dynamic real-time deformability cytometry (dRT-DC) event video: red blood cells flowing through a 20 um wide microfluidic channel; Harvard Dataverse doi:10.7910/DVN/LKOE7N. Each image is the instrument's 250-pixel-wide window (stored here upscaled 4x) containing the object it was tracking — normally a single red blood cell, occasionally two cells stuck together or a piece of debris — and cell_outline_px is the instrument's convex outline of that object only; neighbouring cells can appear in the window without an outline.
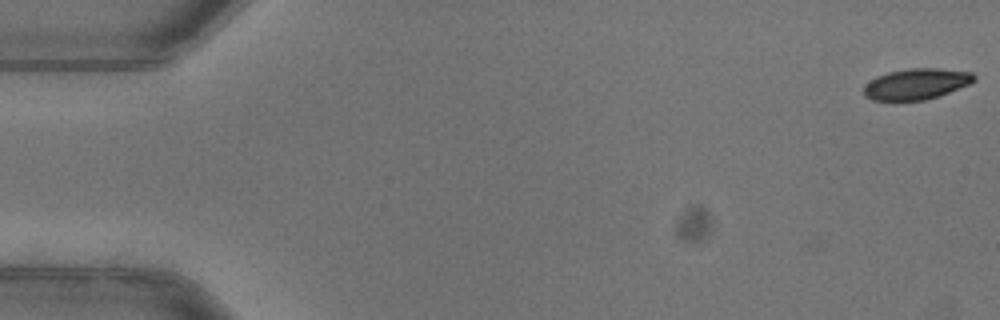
{"species": "common noctule bat (a hibernating species)", "species_latin": "Nyctalus noctula", "temperature_condition": "warm", "stored_images_in_passage": 53, "camera_frame_rate_fps": 3000, "um_per_image_px": 0.085, "animal": {"sex": "female"}, "frame": {"image": 1, "passage_image": 1, "time_ms": 0.0, "image_size_px": [1000, 320], "cell_outline_px": [[976, 80], [968, 84], [948, 92], [924, 100], [896, 104], [872, 100], [864, 96], [864, 88], [876, 76], [888, 72], [908, 68], [936, 68], [972, 72], [976, 76]], "centroid_in_image_um": [77.83, 7.18], "position_along_channel_um": 7.2, "area_um2": 20.35}}
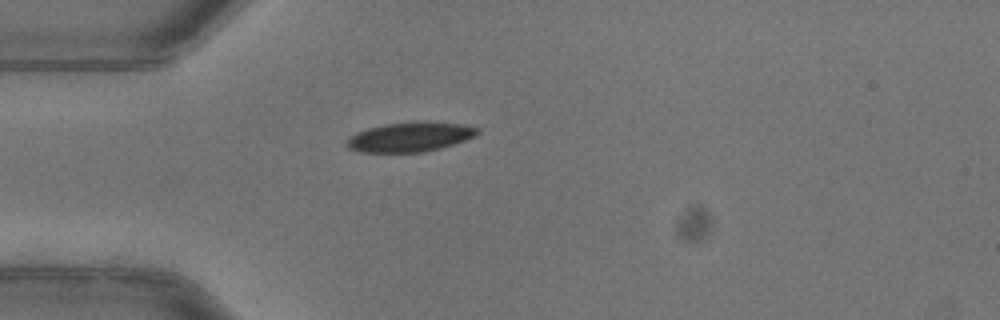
{"frame": {"image": 2, "passage_image": 15, "time_ms": 4.667, "image_size_px": [1000, 320], "cell_outline_px": [[480, 132], [476, 136], [440, 148], [424, 152], [360, 152], [348, 148], [344, 144], [356, 132], [368, 128], [384, 124], [416, 120], [428, 120], [460, 124], [480, 128]], "centroid_in_image_um": [34.87, 11.61], "position_along_channel_um": 50.1, "area_um2": 22.83}, "authors_computed_cell_mechanics": {"area_um2": 22.1952, "velocity_mm_per_s": 3.9524, "shape_relaxation_time_tau1_ms": 3.5297, "shape_relaxation_time_tau2_ms": 11.3441, "deformation_change_tau1": 0.1262, "deformation_change_tau2": 0.1129}}